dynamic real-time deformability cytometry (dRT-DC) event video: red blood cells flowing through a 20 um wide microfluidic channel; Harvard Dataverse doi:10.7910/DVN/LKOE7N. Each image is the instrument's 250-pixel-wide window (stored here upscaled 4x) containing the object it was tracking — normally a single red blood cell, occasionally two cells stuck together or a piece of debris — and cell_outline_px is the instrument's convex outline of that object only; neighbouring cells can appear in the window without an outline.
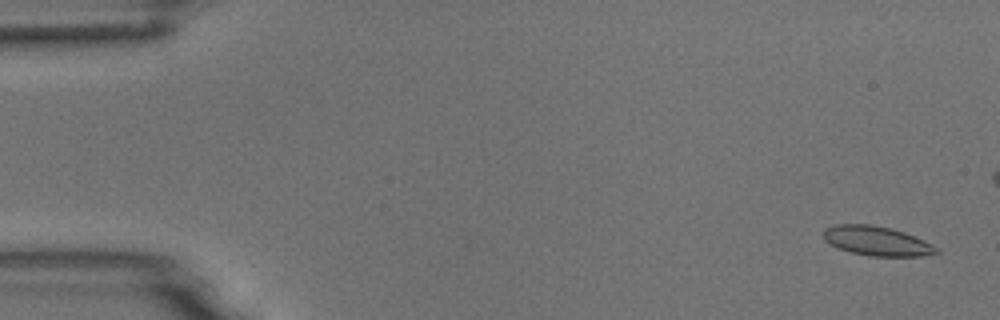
{"species": "common noctule bat (a hibernating species)", "species_latin": "Nyctalus noctula", "temperature_condition": "room temperature", "stored_images_in_passage": 14, "camera_frame_rate_fps": 3000, "um_per_image_px": 0.085, "animal": {"sex": "male", "body_mass_g": 18.8}, "frame": {"image": 1, "passage_image": 3, "time_ms": 0.667, "image_size_px": [1000, 320], "cell_outline_px": [[940, 252], [920, 256], [868, 256], [836, 248], [828, 244], [824, 240], [824, 228], [836, 224], [872, 224], [892, 228], [904, 232], [924, 240], [940, 248]], "centroid_in_image_um": [74.51, 20.48], "position_along_channel_um": 10.5, "area_um2": 19.59}}